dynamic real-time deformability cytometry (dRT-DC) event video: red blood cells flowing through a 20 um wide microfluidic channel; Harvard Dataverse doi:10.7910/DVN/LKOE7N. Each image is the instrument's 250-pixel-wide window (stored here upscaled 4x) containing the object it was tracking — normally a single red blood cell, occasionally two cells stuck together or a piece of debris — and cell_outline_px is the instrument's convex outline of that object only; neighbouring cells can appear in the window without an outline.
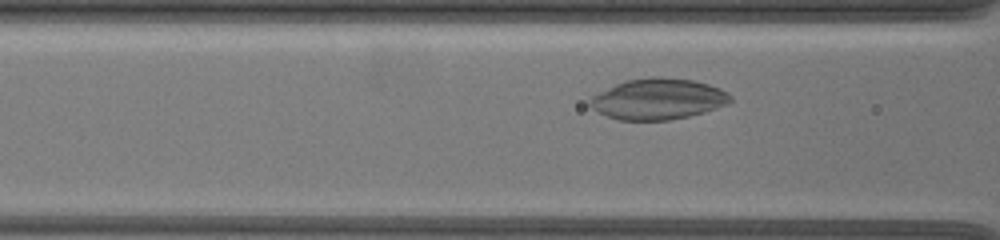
{"species": "common noctule bat (a hibernating species)", "species_latin": "Nyctalus noctula", "temperature_condition": "warm", "stored_images_in_passage": 41, "camera_frame_rate_fps": 3000, "um_per_image_px": 0.085, "animal": {"sex": "female", "body_mass_g": 19.5, "forearm_length_mm": 54.1}, "frame": {"image": 1, "passage_image": 12, "time_ms": 3.667, "image_size_px": [1000, 240], "cell_outline_px": [[732, 100], [716, 108], [704, 112], [688, 116], [668, 120], [620, 120], [608, 116], [592, 108], [588, 104], [588, 100], [592, 96], [624, 80], [652, 76], [660, 76], [692, 80], [708, 84], [720, 88], [728, 92], [732, 96]], "centroid_in_image_um": [55.93, 8.4], "position_along_channel_um": 110.7, "area_um2": 33.41}}
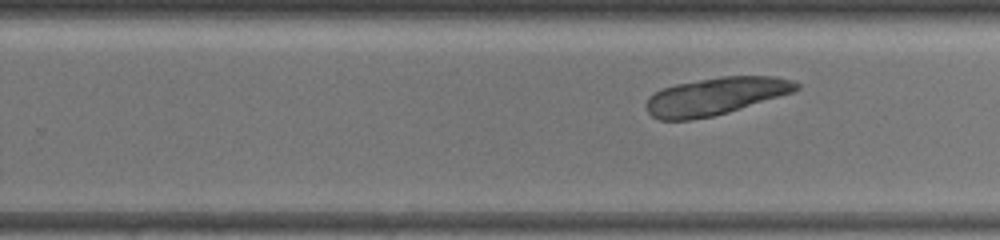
{"frame": {"image": 2, "passage_image": 26, "time_ms": 8.333, "image_size_px": [1000, 240], "cell_outline_px": [[800, 88], [792, 92], [728, 112], [712, 116], [688, 120], [660, 120], [652, 116], [648, 112], [644, 104], [648, 96], [664, 88], [676, 84], [720, 76], [776, 76], [792, 80], [800, 84]], "centroid_in_image_um": [60.8, 8.17], "position_along_channel_um": 269.0, "area_um2": 32.6}}
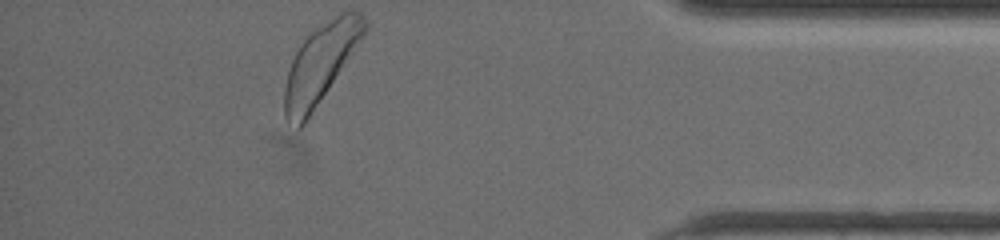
{"frame": {"image": 3, "passage_image": 41, "time_ms": 13.333, "image_size_px": [1000, 240], "cell_outline_px": [[368, 28], [304, 124], [300, 128], [296, 128], [288, 124], [284, 116], [284, 88], [288, 68], [300, 44], [316, 28], [340, 12], [360, 12], [364, 16], [368, 24]], "centroid_in_image_um": [27.19, 5.44], "position_along_channel_um": 408.0, "area_um2": 35.78}}